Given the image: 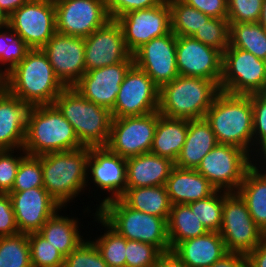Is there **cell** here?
<instances>
[{
    "instance_id": "cell-57",
    "label": "cell",
    "mask_w": 266,
    "mask_h": 267,
    "mask_svg": "<svg viewBox=\"0 0 266 267\" xmlns=\"http://www.w3.org/2000/svg\"><path fill=\"white\" fill-rule=\"evenodd\" d=\"M263 161H265V162H266V155L263 157Z\"/></svg>"
},
{
    "instance_id": "cell-20",
    "label": "cell",
    "mask_w": 266,
    "mask_h": 267,
    "mask_svg": "<svg viewBox=\"0 0 266 267\" xmlns=\"http://www.w3.org/2000/svg\"><path fill=\"white\" fill-rule=\"evenodd\" d=\"M85 71L133 61L128 51L120 24L110 19L104 26L84 38Z\"/></svg>"
},
{
    "instance_id": "cell-36",
    "label": "cell",
    "mask_w": 266,
    "mask_h": 267,
    "mask_svg": "<svg viewBox=\"0 0 266 267\" xmlns=\"http://www.w3.org/2000/svg\"><path fill=\"white\" fill-rule=\"evenodd\" d=\"M0 267H32L27 233L0 237Z\"/></svg>"
},
{
    "instance_id": "cell-51",
    "label": "cell",
    "mask_w": 266,
    "mask_h": 267,
    "mask_svg": "<svg viewBox=\"0 0 266 267\" xmlns=\"http://www.w3.org/2000/svg\"><path fill=\"white\" fill-rule=\"evenodd\" d=\"M248 267H266V239L247 255Z\"/></svg>"
},
{
    "instance_id": "cell-5",
    "label": "cell",
    "mask_w": 266,
    "mask_h": 267,
    "mask_svg": "<svg viewBox=\"0 0 266 267\" xmlns=\"http://www.w3.org/2000/svg\"><path fill=\"white\" fill-rule=\"evenodd\" d=\"M220 91L215 81L179 75L159 88V114L168 118L202 119Z\"/></svg>"
},
{
    "instance_id": "cell-3",
    "label": "cell",
    "mask_w": 266,
    "mask_h": 267,
    "mask_svg": "<svg viewBox=\"0 0 266 267\" xmlns=\"http://www.w3.org/2000/svg\"><path fill=\"white\" fill-rule=\"evenodd\" d=\"M88 157L89 147L42 155L43 187L64 209L90 189L86 186Z\"/></svg>"
},
{
    "instance_id": "cell-29",
    "label": "cell",
    "mask_w": 266,
    "mask_h": 267,
    "mask_svg": "<svg viewBox=\"0 0 266 267\" xmlns=\"http://www.w3.org/2000/svg\"><path fill=\"white\" fill-rule=\"evenodd\" d=\"M62 210L63 207L50 217L38 233L66 257L86 238H83V234H81L80 228L83 227L80 226L79 218L66 216L63 213L61 215Z\"/></svg>"
},
{
    "instance_id": "cell-19",
    "label": "cell",
    "mask_w": 266,
    "mask_h": 267,
    "mask_svg": "<svg viewBox=\"0 0 266 267\" xmlns=\"http://www.w3.org/2000/svg\"><path fill=\"white\" fill-rule=\"evenodd\" d=\"M134 65L143 70L160 88L179 76L176 62V35L153 38L133 54Z\"/></svg>"
},
{
    "instance_id": "cell-15",
    "label": "cell",
    "mask_w": 266,
    "mask_h": 267,
    "mask_svg": "<svg viewBox=\"0 0 266 267\" xmlns=\"http://www.w3.org/2000/svg\"><path fill=\"white\" fill-rule=\"evenodd\" d=\"M116 21L121 26L125 45L131 54L153 38L171 32V10L168 0L151 8L127 12Z\"/></svg>"
},
{
    "instance_id": "cell-8",
    "label": "cell",
    "mask_w": 266,
    "mask_h": 267,
    "mask_svg": "<svg viewBox=\"0 0 266 267\" xmlns=\"http://www.w3.org/2000/svg\"><path fill=\"white\" fill-rule=\"evenodd\" d=\"M219 233L228 252L246 256L266 239L237 192L223 191V214Z\"/></svg>"
},
{
    "instance_id": "cell-37",
    "label": "cell",
    "mask_w": 266,
    "mask_h": 267,
    "mask_svg": "<svg viewBox=\"0 0 266 267\" xmlns=\"http://www.w3.org/2000/svg\"><path fill=\"white\" fill-rule=\"evenodd\" d=\"M31 48L11 28L0 29V72L5 76L19 64Z\"/></svg>"
},
{
    "instance_id": "cell-55",
    "label": "cell",
    "mask_w": 266,
    "mask_h": 267,
    "mask_svg": "<svg viewBox=\"0 0 266 267\" xmlns=\"http://www.w3.org/2000/svg\"><path fill=\"white\" fill-rule=\"evenodd\" d=\"M258 23L266 30V0H263Z\"/></svg>"
},
{
    "instance_id": "cell-43",
    "label": "cell",
    "mask_w": 266,
    "mask_h": 267,
    "mask_svg": "<svg viewBox=\"0 0 266 267\" xmlns=\"http://www.w3.org/2000/svg\"><path fill=\"white\" fill-rule=\"evenodd\" d=\"M161 254L154 245L126 239V267H154Z\"/></svg>"
},
{
    "instance_id": "cell-10",
    "label": "cell",
    "mask_w": 266,
    "mask_h": 267,
    "mask_svg": "<svg viewBox=\"0 0 266 267\" xmlns=\"http://www.w3.org/2000/svg\"><path fill=\"white\" fill-rule=\"evenodd\" d=\"M256 161L243 149L218 143L196 170L217 190L236 192L246 172Z\"/></svg>"
},
{
    "instance_id": "cell-30",
    "label": "cell",
    "mask_w": 266,
    "mask_h": 267,
    "mask_svg": "<svg viewBox=\"0 0 266 267\" xmlns=\"http://www.w3.org/2000/svg\"><path fill=\"white\" fill-rule=\"evenodd\" d=\"M188 131V119L168 118L157 111L156 131L150 153L175 162Z\"/></svg>"
},
{
    "instance_id": "cell-56",
    "label": "cell",
    "mask_w": 266,
    "mask_h": 267,
    "mask_svg": "<svg viewBox=\"0 0 266 267\" xmlns=\"http://www.w3.org/2000/svg\"><path fill=\"white\" fill-rule=\"evenodd\" d=\"M5 89V76L0 72V93Z\"/></svg>"
},
{
    "instance_id": "cell-48",
    "label": "cell",
    "mask_w": 266,
    "mask_h": 267,
    "mask_svg": "<svg viewBox=\"0 0 266 267\" xmlns=\"http://www.w3.org/2000/svg\"><path fill=\"white\" fill-rule=\"evenodd\" d=\"M18 233L11 197L9 194L0 193V237Z\"/></svg>"
},
{
    "instance_id": "cell-34",
    "label": "cell",
    "mask_w": 266,
    "mask_h": 267,
    "mask_svg": "<svg viewBox=\"0 0 266 267\" xmlns=\"http://www.w3.org/2000/svg\"><path fill=\"white\" fill-rule=\"evenodd\" d=\"M229 45L266 61V30L259 23L230 24Z\"/></svg>"
},
{
    "instance_id": "cell-38",
    "label": "cell",
    "mask_w": 266,
    "mask_h": 267,
    "mask_svg": "<svg viewBox=\"0 0 266 267\" xmlns=\"http://www.w3.org/2000/svg\"><path fill=\"white\" fill-rule=\"evenodd\" d=\"M208 232H219L223 214V190L188 204Z\"/></svg>"
},
{
    "instance_id": "cell-41",
    "label": "cell",
    "mask_w": 266,
    "mask_h": 267,
    "mask_svg": "<svg viewBox=\"0 0 266 267\" xmlns=\"http://www.w3.org/2000/svg\"><path fill=\"white\" fill-rule=\"evenodd\" d=\"M256 162L266 155V92L251 94ZM260 157V158H258Z\"/></svg>"
},
{
    "instance_id": "cell-42",
    "label": "cell",
    "mask_w": 266,
    "mask_h": 267,
    "mask_svg": "<svg viewBox=\"0 0 266 267\" xmlns=\"http://www.w3.org/2000/svg\"><path fill=\"white\" fill-rule=\"evenodd\" d=\"M42 155H26L20 162L12 191L43 187Z\"/></svg>"
},
{
    "instance_id": "cell-47",
    "label": "cell",
    "mask_w": 266,
    "mask_h": 267,
    "mask_svg": "<svg viewBox=\"0 0 266 267\" xmlns=\"http://www.w3.org/2000/svg\"><path fill=\"white\" fill-rule=\"evenodd\" d=\"M107 12L111 19L116 20L118 17L127 12L147 9L161 4L164 0H104Z\"/></svg>"
},
{
    "instance_id": "cell-9",
    "label": "cell",
    "mask_w": 266,
    "mask_h": 267,
    "mask_svg": "<svg viewBox=\"0 0 266 267\" xmlns=\"http://www.w3.org/2000/svg\"><path fill=\"white\" fill-rule=\"evenodd\" d=\"M220 90L230 94L250 95L266 92V61L252 53L229 47L222 53Z\"/></svg>"
},
{
    "instance_id": "cell-25",
    "label": "cell",
    "mask_w": 266,
    "mask_h": 267,
    "mask_svg": "<svg viewBox=\"0 0 266 267\" xmlns=\"http://www.w3.org/2000/svg\"><path fill=\"white\" fill-rule=\"evenodd\" d=\"M171 251L188 267H209L228 253L219 232L184 240Z\"/></svg>"
},
{
    "instance_id": "cell-22",
    "label": "cell",
    "mask_w": 266,
    "mask_h": 267,
    "mask_svg": "<svg viewBox=\"0 0 266 267\" xmlns=\"http://www.w3.org/2000/svg\"><path fill=\"white\" fill-rule=\"evenodd\" d=\"M133 65L134 61H123L86 71L73 88L87 100L111 111L120 85Z\"/></svg>"
},
{
    "instance_id": "cell-12",
    "label": "cell",
    "mask_w": 266,
    "mask_h": 267,
    "mask_svg": "<svg viewBox=\"0 0 266 267\" xmlns=\"http://www.w3.org/2000/svg\"><path fill=\"white\" fill-rule=\"evenodd\" d=\"M9 27L31 49H41L56 33L53 0H28L9 16Z\"/></svg>"
},
{
    "instance_id": "cell-6",
    "label": "cell",
    "mask_w": 266,
    "mask_h": 267,
    "mask_svg": "<svg viewBox=\"0 0 266 267\" xmlns=\"http://www.w3.org/2000/svg\"><path fill=\"white\" fill-rule=\"evenodd\" d=\"M74 128L83 147H106L112 123L111 111L65 87L53 103Z\"/></svg>"
},
{
    "instance_id": "cell-50",
    "label": "cell",
    "mask_w": 266,
    "mask_h": 267,
    "mask_svg": "<svg viewBox=\"0 0 266 267\" xmlns=\"http://www.w3.org/2000/svg\"><path fill=\"white\" fill-rule=\"evenodd\" d=\"M209 267H248L247 256L228 252Z\"/></svg>"
},
{
    "instance_id": "cell-21",
    "label": "cell",
    "mask_w": 266,
    "mask_h": 267,
    "mask_svg": "<svg viewBox=\"0 0 266 267\" xmlns=\"http://www.w3.org/2000/svg\"><path fill=\"white\" fill-rule=\"evenodd\" d=\"M9 195L19 233L38 232L62 208L44 187L11 191Z\"/></svg>"
},
{
    "instance_id": "cell-52",
    "label": "cell",
    "mask_w": 266,
    "mask_h": 267,
    "mask_svg": "<svg viewBox=\"0 0 266 267\" xmlns=\"http://www.w3.org/2000/svg\"><path fill=\"white\" fill-rule=\"evenodd\" d=\"M154 267H188L172 251L162 253Z\"/></svg>"
},
{
    "instance_id": "cell-39",
    "label": "cell",
    "mask_w": 266,
    "mask_h": 267,
    "mask_svg": "<svg viewBox=\"0 0 266 267\" xmlns=\"http://www.w3.org/2000/svg\"><path fill=\"white\" fill-rule=\"evenodd\" d=\"M32 267H64L65 257L38 232L28 234Z\"/></svg>"
},
{
    "instance_id": "cell-13",
    "label": "cell",
    "mask_w": 266,
    "mask_h": 267,
    "mask_svg": "<svg viewBox=\"0 0 266 267\" xmlns=\"http://www.w3.org/2000/svg\"><path fill=\"white\" fill-rule=\"evenodd\" d=\"M86 183L87 187L92 183L95 185L93 191L96 187V191L99 189L109 193L103 199H98L96 212L106 202L121 198L127 190L126 158L111 152L107 147H90Z\"/></svg>"
},
{
    "instance_id": "cell-49",
    "label": "cell",
    "mask_w": 266,
    "mask_h": 267,
    "mask_svg": "<svg viewBox=\"0 0 266 267\" xmlns=\"http://www.w3.org/2000/svg\"><path fill=\"white\" fill-rule=\"evenodd\" d=\"M182 1L213 18L227 19V0H182Z\"/></svg>"
},
{
    "instance_id": "cell-27",
    "label": "cell",
    "mask_w": 266,
    "mask_h": 267,
    "mask_svg": "<svg viewBox=\"0 0 266 267\" xmlns=\"http://www.w3.org/2000/svg\"><path fill=\"white\" fill-rule=\"evenodd\" d=\"M217 144L215 134L205 118L188 120L185 143L175 161V166L196 169L203 157Z\"/></svg>"
},
{
    "instance_id": "cell-4",
    "label": "cell",
    "mask_w": 266,
    "mask_h": 267,
    "mask_svg": "<svg viewBox=\"0 0 266 267\" xmlns=\"http://www.w3.org/2000/svg\"><path fill=\"white\" fill-rule=\"evenodd\" d=\"M77 134L54 104L31 106L23 150L32 156L79 149Z\"/></svg>"
},
{
    "instance_id": "cell-44",
    "label": "cell",
    "mask_w": 266,
    "mask_h": 267,
    "mask_svg": "<svg viewBox=\"0 0 266 267\" xmlns=\"http://www.w3.org/2000/svg\"><path fill=\"white\" fill-rule=\"evenodd\" d=\"M86 239L64 259V267H107L95 244Z\"/></svg>"
},
{
    "instance_id": "cell-54",
    "label": "cell",
    "mask_w": 266,
    "mask_h": 267,
    "mask_svg": "<svg viewBox=\"0 0 266 267\" xmlns=\"http://www.w3.org/2000/svg\"><path fill=\"white\" fill-rule=\"evenodd\" d=\"M9 26V14L0 7V29Z\"/></svg>"
},
{
    "instance_id": "cell-23",
    "label": "cell",
    "mask_w": 266,
    "mask_h": 267,
    "mask_svg": "<svg viewBox=\"0 0 266 267\" xmlns=\"http://www.w3.org/2000/svg\"><path fill=\"white\" fill-rule=\"evenodd\" d=\"M30 108L6 89L0 93V150L23 148Z\"/></svg>"
},
{
    "instance_id": "cell-14",
    "label": "cell",
    "mask_w": 266,
    "mask_h": 267,
    "mask_svg": "<svg viewBox=\"0 0 266 267\" xmlns=\"http://www.w3.org/2000/svg\"><path fill=\"white\" fill-rule=\"evenodd\" d=\"M56 32L86 38L111 18L104 0L53 1Z\"/></svg>"
},
{
    "instance_id": "cell-7",
    "label": "cell",
    "mask_w": 266,
    "mask_h": 267,
    "mask_svg": "<svg viewBox=\"0 0 266 267\" xmlns=\"http://www.w3.org/2000/svg\"><path fill=\"white\" fill-rule=\"evenodd\" d=\"M97 213L127 240L154 245L162 253L171 251L164 218L135 210L121 198L106 202Z\"/></svg>"
},
{
    "instance_id": "cell-46",
    "label": "cell",
    "mask_w": 266,
    "mask_h": 267,
    "mask_svg": "<svg viewBox=\"0 0 266 267\" xmlns=\"http://www.w3.org/2000/svg\"><path fill=\"white\" fill-rule=\"evenodd\" d=\"M263 0H227V19L232 23H258Z\"/></svg>"
},
{
    "instance_id": "cell-18",
    "label": "cell",
    "mask_w": 266,
    "mask_h": 267,
    "mask_svg": "<svg viewBox=\"0 0 266 267\" xmlns=\"http://www.w3.org/2000/svg\"><path fill=\"white\" fill-rule=\"evenodd\" d=\"M41 49L65 87H73L86 72L84 38L56 32Z\"/></svg>"
},
{
    "instance_id": "cell-17",
    "label": "cell",
    "mask_w": 266,
    "mask_h": 267,
    "mask_svg": "<svg viewBox=\"0 0 266 267\" xmlns=\"http://www.w3.org/2000/svg\"><path fill=\"white\" fill-rule=\"evenodd\" d=\"M176 62L181 76L204 78L218 85L222 76V53L191 36H176Z\"/></svg>"
},
{
    "instance_id": "cell-26",
    "label": "cell",
    "mask_w": 266,
    "mask_h": 267,
    "mask_svg": "<svg viewBox=\"0 0 266 267\" xmlns=\"http://www.w3.org/2000/svg\"><path fill=\"white\" fill-rule=\"evenodd\" d=\"M171 204H189L207 198L217 189L196 169L174 166L165 184Z\"/></svg>"
},
{
    "instance_id": "cell-53",
    "label": "cell",
    "mask_w": 266,
    "mask_h": 267,
    "mask_svg": "<svg viewBox=\"0 0 266 267\" xmlns=\"http://www.w3.org/2000/svg\"><path fill=\"white\" fill-rule=\"evenodd\" d=\"M27 1L28 0H0V7L10 16L14 11L23 6Z\"/></svg>"
},
{
    "instance_id": "cell-33",
    "label": "cell",
    "mask_w": 266,
    "mask_h": 267,
    "mask_svg": "<svg viewBox=\"0 0 266 267\" xmlns=\"http://www.w3.org/2000/svg\"><path fill=\"white\" fill-rule=\"evenodd\" d=\"M94 222L105 229L91 241L99 250L107 267H126V238L114 230L96 211L92 214Z\"/></svg>"
},
{
    "instance_id": "cell-16",
    "label": "cell",
    "mask_w": 266,
    "mask_h": 267,
    "mask_svg": "<svg viewBox=\"0 0 266 267\" xmlns=\"http://www.w3.org/2000/svg\"><path fill=\"white\" fill-rule=\"evenodd\" d=\"M159 87L137 66L133 65L125 75L116 97L113 118L142 116L158 111Z\"/></svg>"
},
{
    "instance_id": "cell-24",
    "label": "cell",
    "mask_w": 266,
    "mask_h": 267,
    "mask_svg": "<svg viewBox=\"0 0 266 267\" xmlns=\"http://www.w3.org/2000/svg\"><path fill=\"white\" fill-rule=\"evenodd\" d=\"M175 162L152 153L126 159L127 188L165 185Z\"/></svg>"
},
{
    "instance_id": "cell-1",
    "label": "cell",
    "mask_w": 266,
    "mask_h": 267,
    "mask_svg": "<svg viewBox=\"0 0 266 267\" xmlns=\"http://www.w3.org/2000/svg\"><path fill=\"white\" fill-rule=\"evenodd\" d=\"M204 118L210 124L217 143L239 147L256 161L251 94L220 91Z\"/></svg>"
},
{
    "instance_id": "cell-32",
    "label": "cell",
    "mask_w": 266,
    "mask_h": 267,
    "mask_svg": "<svg viewBox=\"0 0 266 267\" xmlns=\"http://www.w3.org/2000/svg\"><path fill=\"white\" fill-rule=\"evenodd\" d=\"M208 231L188 204H174L167 220L171 250L180 242L202 236Z\"/></svg>"
},
{
    "instance_id": "cell-11",
    "label": "cell",
    "mask_w": 266,
    "mask_h": 267,
    "mask_svg": "<svg viewBox=\"0 0 266 267\" xmlns=\"http://www.w3.org/2000/svg\"><path fill=\"white\" fill-rule=\"evenodd\" d=\"M156 124L157 111L142 116L113 118L106 147L126 159L150 153Z\"/></svg>"
},
{
    "instance_id": "cell-28",
    "label": "cell",
    "mask_w": 266,
    "mask_h": 267,
    "mask_svg": "<svg viewBox=\"0 0 266 267\" xmlns=\"http://www.w3.org/2000/svg\"><path fill=\"white\" fill-rule=\"evenodd\" d=\"M236 192L246 203L247 209L249 210V213L254 222L266 235L265 161H257L246 172L244 180L242 181Z\"/></svg>"
},
{
    "instance_id": "cell-2",
    "label": "cell",
    "mask_w": 266,
    "mask_h": 267,
    "mask_svg": "<svg viewBox=\"0 0 266 267\" xmlns=\"http://www.w3.org/2000/svg\"><path fill=\"white\" fill-rule=\"evenodd\" d=\"M64 88L42 49H31L5 75V89L30 106L53 104Z\"/></svg>"
},
{
    "instance_id": "cell-40",
    "label": "cell",
    "mask_w": 266,
    "mask_h": 267,
    "mask_svg": "<svg viewBox=\"0 0 266 267\" xmlns=\"http://www.w3.org/2000/svg\"><path fill=\"white\" fill-rule=\"evenodd\" d=\"M230 24L226 18H211L191 36L223 53L229 47Z\"/></svg>"
},
{
    "instance_id": "cell-45",
    "label": "cell",
    "mask_w": 266,
    "mask_h": 267,
    "mask_svg": "<svg viewBox=\"0 0 266 267\" xmlns=\"http://www.w3.org/2000/svg\"><path fill=\"white\" fill-rule=\"evenodd\" d=\"M26 155L23 148L0 150V193L9 194L12 191L19 164Z\"/></svg>"
},
{
    "instance_id": "cell-31",
    "label": "cell",
    "mask_w": 266,
    "mask_h": 267,
    "mask_svg": "<svg viewBox=\"0 0 266 267\" xmlns=\"http://www.w3.org/2000/svg\"><path fill=\"white\" fill-rule=\"evenodd\" d=\"M121 199L131 208L144 213L169 218L171 201L165 185L127 188Z\"/></svg>"
},
{
    "instance_id": "cell-35",
    "label": "cell",
    "mask_w": 266,
    "mask_h": 267,
    "mask_svg": "<svg viewBox=\"0 0 266 267\" xmlns=\"http://www.w3.org/2000/svg\"><path fill=\"white\" fill-rule=\"evenodd\" d=\"M171 10V31L176 36H192L212 17L182 0H168Z\"/></svg>"
}]
</instances>
